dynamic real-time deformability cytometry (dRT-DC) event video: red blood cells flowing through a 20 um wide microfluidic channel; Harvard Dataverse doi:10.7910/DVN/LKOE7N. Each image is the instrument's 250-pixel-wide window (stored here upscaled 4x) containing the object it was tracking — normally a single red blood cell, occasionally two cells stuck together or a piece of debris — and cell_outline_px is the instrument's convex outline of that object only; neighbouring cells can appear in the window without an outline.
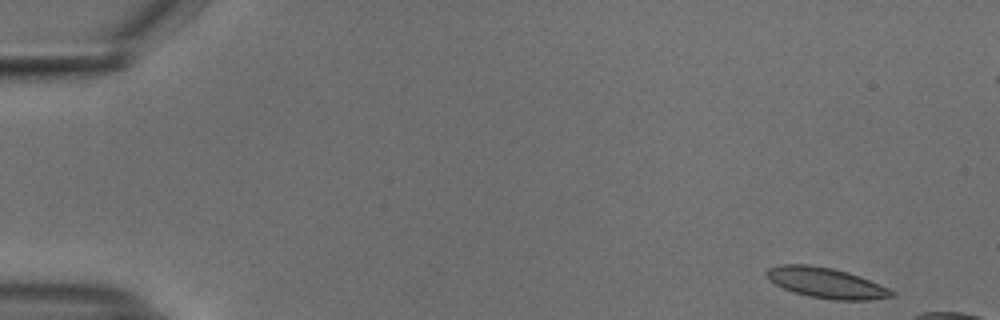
{"species": "common noctule bat (a hibernating species)", "species_latin": "Nyctalus noctula", "temperature_condition": "cold", "stored_images_in_passage": 13, "camera_frame_rate_fps": 3000, "um_per_image_px": 0.085, "animal": {"sex": "male", "body_mass_g": 18.8}, "frame": {"image": 1, "passage_image": 1, "time_ms": 0.0, "image_size_px": [1000, 320], "cell_outline_px": [[896, 296], [872, 300], [832, 300], [808, 296], [792, 292], [768, 280], [764, 276], [764, 272], [768, 268], [780, 264], [808, 264], [832, 268], [848, 272], [860, 276], [888, 288], [896, 292]], "centroid_in_image_um": [70.2, 24.05], "position_along_channel_um": 14.8, "area_um2": 22.48}}